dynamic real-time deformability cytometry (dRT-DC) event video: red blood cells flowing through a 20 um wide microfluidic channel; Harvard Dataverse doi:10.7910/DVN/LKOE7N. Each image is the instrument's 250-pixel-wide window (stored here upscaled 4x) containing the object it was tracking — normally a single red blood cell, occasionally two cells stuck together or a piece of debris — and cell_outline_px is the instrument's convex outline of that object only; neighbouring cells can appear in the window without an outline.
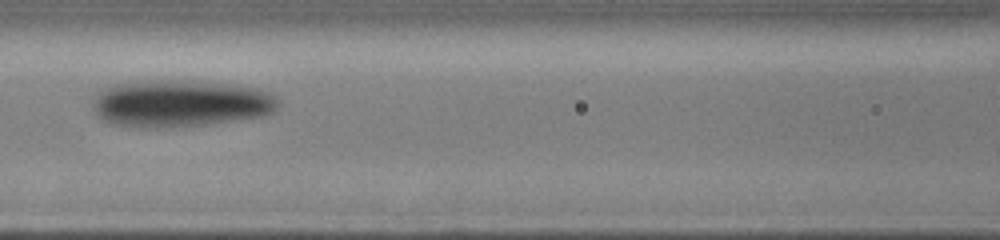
{"species": "human", "species_latin": "Homo sapiens", "temperature_condition": "cold", "stored_images_in_passage": 11, "camera_frame_rate_fps": 3000, "um_per_image_px": 0.085, "donor": {"sex": "male"}, "frame": {"image": 1, "passage_image": 7, "time_ms": 5.333, "image_size_px": [1000, 240], "cell_outline_px": [[280, 100], [276, 108], [272, 112], [264, 116], [204, 124], [156, 128], [140, 128], [112, 124], [104, 120], [96, 112], [92, 104], [96, 96], [104, 88], [116, 84], [136, 80], [192, 80], [240, 84], [260, 88], [276, 96]], "centroid_in_image_um": [15.37, 8.76], "position_along_channel_um": 151.2, "area_um2": 51.44}}
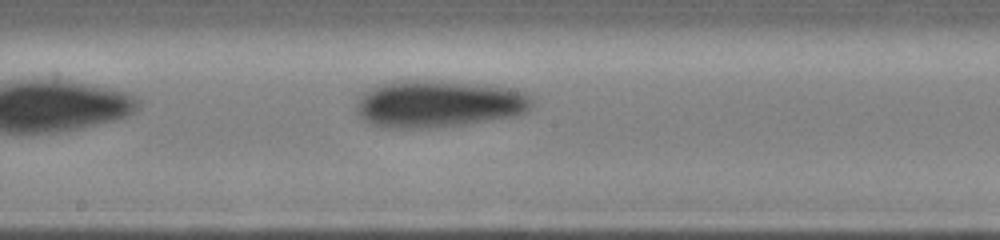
{"frame": {"image": 2, "passage_image": 11, "time_ms": 6.667, "image_size_px": [1000, 240], "cell_outline_px": [[532, 104], [524, 112], [516, 116], [464, 124], [428, 128], [380, 128], [368, 124], [356, 112], [356, 100], [364, 92], [380, 84], [396, 80], [440, 80], [484, 84], [508, 88], [524, 92], [532, 100]], "centroid_in_image_um": [37.21, 8.82], "position_along_channel_um": 211.0, "area_um2": 48.67}}